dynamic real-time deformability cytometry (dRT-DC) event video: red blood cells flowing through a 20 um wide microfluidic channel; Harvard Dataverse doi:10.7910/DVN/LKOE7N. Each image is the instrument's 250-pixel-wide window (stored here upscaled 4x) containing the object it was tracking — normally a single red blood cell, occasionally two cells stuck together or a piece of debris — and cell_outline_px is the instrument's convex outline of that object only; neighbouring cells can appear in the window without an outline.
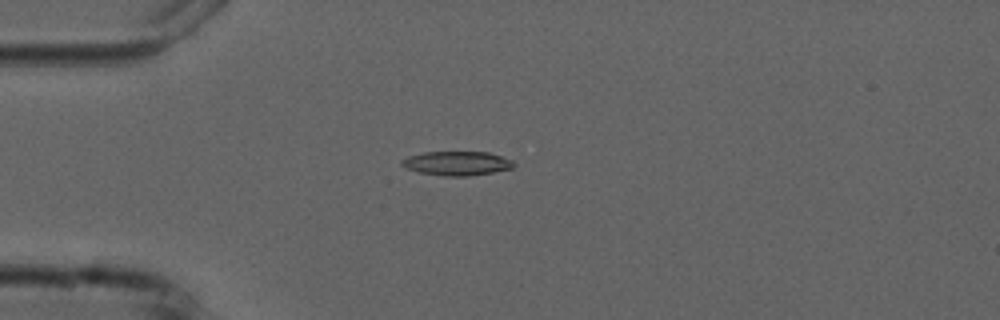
{"species": "common noctule bat (a hibernating species)", "species_latin": "Nyctalus noctula", "temperature_condition": "cold", "stored_images_in_passage": 5, "camera_frame_rate_fps": 3000, "um_per_image_px": 0.085, "animal": {"sex": "male", "forearm_length_mm": 52.5}, "frame": {"image": 1, "passage_image": 3, "time_ms": 3.0, "image_size_px": [1000, 320], "cell_outline_px": [[516, 164], [512, 168], [492, 172], [468, 176], [444, 176], [420, 172], [408, 168], [400, 164], [400, 160], [408, 156], [424, 152], [488, 152], [512, 160]], "centroid_in_image_um": [38.83, 13.88], "position_along_channel_um": 46.2, "area_um2": 15.61}}
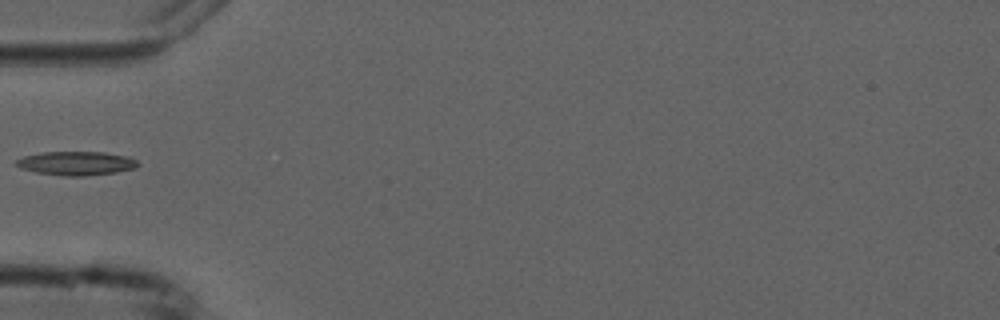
{"frame": {"image": 2, "passage_image": 4, "time_ms": 4.333, "image_size_px": [1000, 320], "cell_outline_px": [[140, 164], [136, 168], [116, 172], [84, 176], [64, 176], [36, 172], [20, 168], [16, 164], [16, 160], [24, 156], [40, 152], [104, 152], [132, 156]], "centroid_in_image_um": [6.53, 13.87], "position_along_channel_um": 78.5, "area_um2": 17.05}}
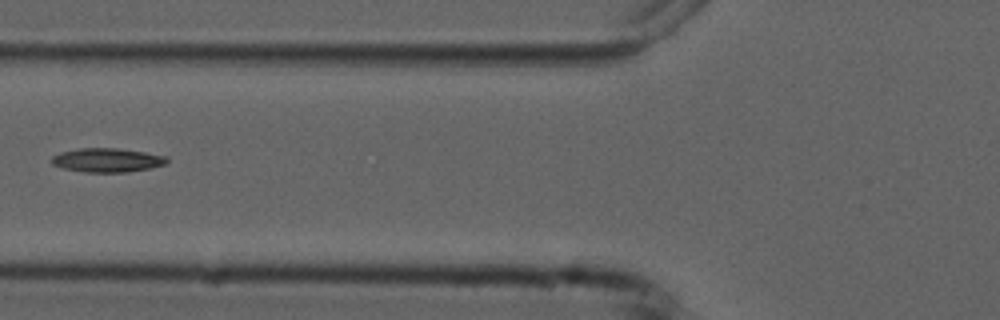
{"frame": {"image": 3, "passage_image": 5, "time_ms": 5.333, "image_size_px": [1000, 320], "cell_outline_px": [[168, 160], [164, 164], [148, 168], [124, 172], [84, 172], [64, 168], [52, 164], [52, 156], [60, 152], [80, 148], [116, 148], [144, 152], [168, 156]], "centroid_in_image_um": [9.09, 13.6], "position_along_channel_um": 116.7, "area_um2": 15.9}}